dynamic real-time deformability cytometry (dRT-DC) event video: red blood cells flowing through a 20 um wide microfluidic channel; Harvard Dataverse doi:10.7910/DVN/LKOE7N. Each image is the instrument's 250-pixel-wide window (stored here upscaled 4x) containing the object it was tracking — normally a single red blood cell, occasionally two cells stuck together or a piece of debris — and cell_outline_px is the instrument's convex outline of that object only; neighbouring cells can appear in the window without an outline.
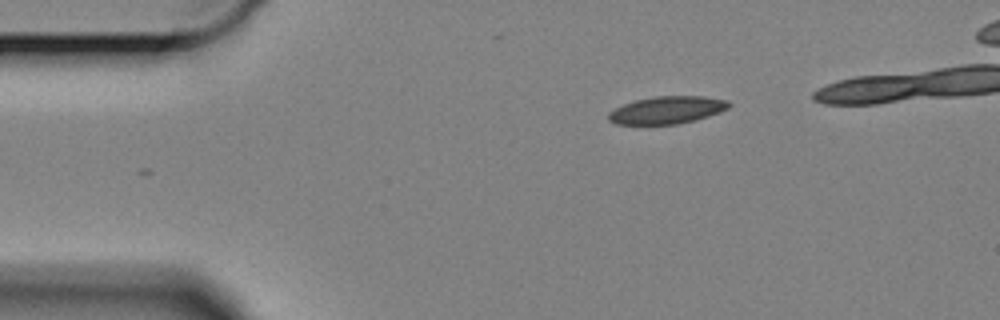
{"species": "Egyptian fruit bat (a non-hibernating species)", "species_latin": "Rousettus aegyptiacus", "temperature_condition": "cold", "stored_images_in_passage": 40, "camera_frame_rate_fps": 3000, "um_per_image_px": 0.085, "animal": {"sex": "female"}, "frame": {"image": 1, "passage_image": 1, "time_ms": 0.0, "image_size_px": [1000, 320], "cell_outline_px": [[732, 104], [728, 108], [708, 116], [676, 124], [616, 124], [608, 120], [608, 112], [624, 104], [636, 100], [656, 96], [700, 96], [728, 100]], "centroid_in_image_um": [56.68, 9.35], "position_along_channel_um": 28.3, "area_um2": 19.02}}
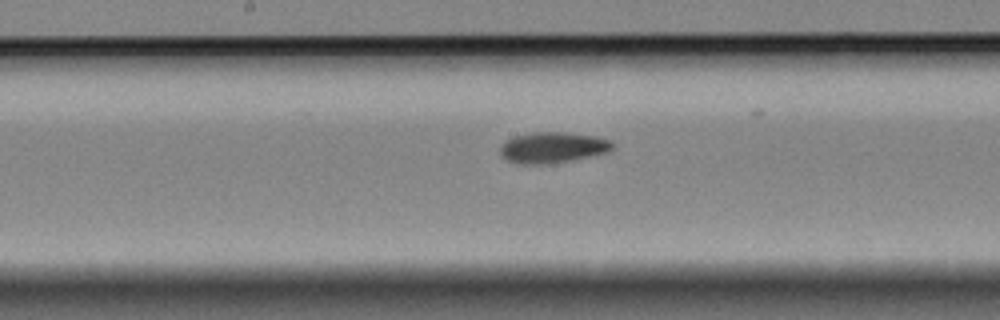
{"frame": {"image": 2, "passage_image": 21, "time_ms": 6.667, "image_size_px": [1000, 320], "cell_outline_px": [[616, 144], [608, 152], [572, 160], [544, 164], [520, 164], [508, 160], [500, 156], [500, 144], [504, 140], [512, 136], [532, 132], [564, 132], [596, 136], [608, 140]], "centroid_in_image_um": [46.93, 12.53], "position_along_channel_um": 201.3, "area_um2": 20.4}}
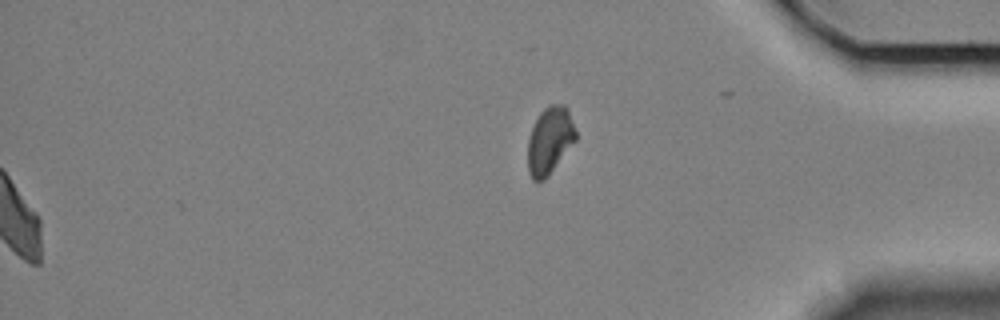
{"frame": {"image": 3, "passage_image": 40, "time_ms": 13.0, "image_size_px": [1000, 320], "cell_outline_px": [[576, 140], [548, 176], [544, 180], [536, 184], [532, 180], [528, 172], [528, 140], [532, 128], [540, 112], [548, 104], [564, 104], [568, 108], [576, 132]], "centroid_in_image_um": [46.72, 11.96], "position_along_channel_um": 388.5, "area_um2": 18.9}}